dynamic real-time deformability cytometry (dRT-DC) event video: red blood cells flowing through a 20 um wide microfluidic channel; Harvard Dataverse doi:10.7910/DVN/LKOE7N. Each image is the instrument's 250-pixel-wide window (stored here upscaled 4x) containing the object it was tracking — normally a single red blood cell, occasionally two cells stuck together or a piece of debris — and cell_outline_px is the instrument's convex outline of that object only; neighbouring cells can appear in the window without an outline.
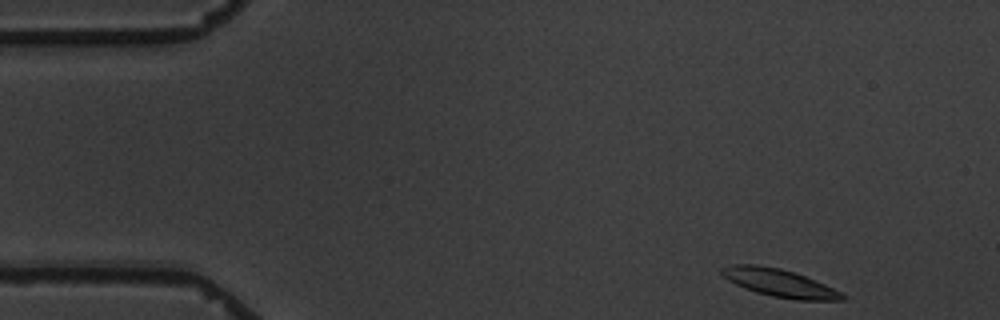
{"species": "common noctule bat (a hibernating species)", "species_latin": "Nyctalus noctula", "temperature_condition": "warm", "stored_images_in_passage": 4, "camera_frame_rate_fps": 3000, "um_per_image_px": 0.085, "animal": {"sex": "male", "body_mass_g": 19.5, "forearm_length_mm": 54.6}, "frame": {"image": 1, "passage_image": 1, "time_ms": 0.0, "image_size_px": [1000, 320], "cell_outline_px": [[848, 296], [844, 300], [796, 300], [772, 296], [756, 292], [744, 288], [728, 280], [720, 272], [720, 268], [732, 264], [756, 264], [780, 268], [796, 272], [824, 284]], "centroid_in_image_um": [66.24, 24.04], "position_along_channel_um": 18.8, "area_um2": 19.54}}
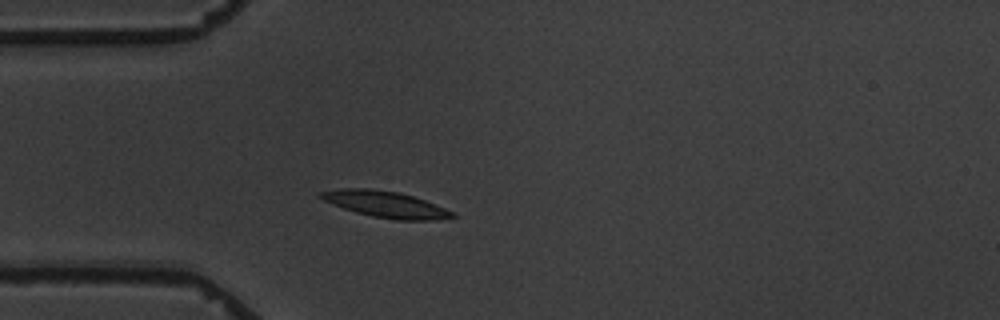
{"frame": {"image": 2, "passage_image": 4, "time_ms": 3.333, "image_size_px": [1000, 320], "cell_outline_px": [[456, 216], [432, 220], [396, 220], [372, 216], [356, 212], [344, 208], [324, 200], [316, 196], [320, 192], [340, 188], [368, 188], [400, 192], [424, 200], [456, 212]], "centroid_in_image_um": [32.77, 17.36], "position_along_channel_um": 52.2, "area_um2": 20.06}}